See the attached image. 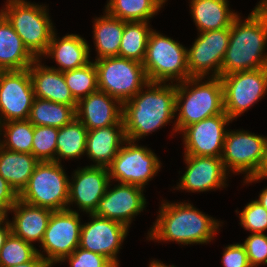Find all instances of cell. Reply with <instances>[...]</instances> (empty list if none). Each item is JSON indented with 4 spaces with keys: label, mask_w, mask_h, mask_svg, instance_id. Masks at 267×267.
<instances>
[{
    "label": "cell",
    "mask_w": 267,
    "mask_h": 267,
    "mask_svg": "<svg viewBox=\"0 0 267 267\" xmlns=\"http://www.w3.org/2000/svg\"><path fill=\"white\" fill-rule=\"evenodd\" d=\"M109 186L100 199L94 215L122 223L130 228L135 215L146 207V199L142 188L133 184L118 183L113 188Z\"/></svg>",
    "instance_id": "17"
},
{
    "label": "cell",
    "mask_w": 267,
    "mask_h": 267,
    "mask_svg": "<svg viewBox=\"0 0 267 267\" xmlns=\"http://www.w3.org/2000/svg\"><path fill=\"white\" fill-rule=\"evenodd\" d=\"M76 118L73 106L34 98L28 120L34 126H51L61 128Z\"/></svg>",
    "instance_id": "30"
},
{
    "label": "cell",
    "mask_w": 267,
    "mask_h": 267,
    "mask_svg": "<svg viewBox=\"0 0 267 267\" xmlns=\"http://www.w3.org/2000/svg\"><path fill=\"white\" fill-rule=\"evenodd\" d=\"M161 203L148 240L175 241L178 244H207L214 239L221 222L187 202Z\"/></svg>",
    "instance_id": "3"
},
{
    "label": "cell",
    "mask_w": 267,
    "mask_h": 267,
    "mask_svg": "<svg viewBox=\"0 0 267 267\" xmlns=\"http://www.w3.org/2000/svg\"><path fill=\"white\" fill-rule=\"evenodd\" d=\"M126 140L124 123L88 130L86 155L94 164L90 166L108 167Z\"/></svg>",
    "instance_id": "22"
},
{
    "label": "cell",
    "mask_w": 267,
    "mask_h": 267,
    "mask_svg": "<svg viewBox=\"0 0 267 267\" xmlns=\"http://www.w3.org/2000/svg\"><path fill=\"white\" fill-rule=\"evenodd\" d=\"M145 88L122 104L126 139L135 142L166 126L177 116L176 83L148 82Z\"/></svg>",
    "instance_id": "1"
},
{
    "label": "cell",
    "mask_w": 267,
    "mask_h": 267,
    "mask_svg": "<svg viewBox=\"0 0 267 267\" xmlns=\"http://www.w3.org/2000/svg\"><path fill=\"white\" fill-rule=\"evenodd\" d=\"M149 22H125L119 56L143 62L150 32Z\"/></svg>",
    "instance_id": "32"
},
{
    "label": "cell",
    "mask_w": 267,
    "mask_h": 267,
    "mask_svg": "<svg viewBox=\"0 0 267 267\" xmlns=\"http://www.w3.org/2000/svg\"><path fill=\"white\" fill-rule=\"evenodd\" d=\"M220 79L224 111L232 121L261 100L267 92V67L233 72L220 76Z\"/></svg>",
    "instance_id": "10"
},
{
    "label": "cell",
    "mask_w": 267,
    "mask_h": 267,
    "mask_svg": "<svg viewBox=\"0 0 267 267\" xmlns=\"http://www.w3.org/2000/svg\"><path fill=\"white\" fill-rule=\"evenodd\" d=\"M87 128L76 117L67 125L58 128L56 162L62 159L80 158L86 153Z\"/></svg>",
    "instance_id": "31"
},
{
    "label": "cell",
    "mask_w": 267,
    "mask_h": 267,
    "mask_svg": "<svg viewBox=\"0 0 267 267\" xmlns=\"http://www.w3.org/2000/svg\"><path fill=\"white\" fill-rule=\"evenodd\" d=\"M18 198L19 195L16 191L0 175V211L8 216V211L11 210Z\"/></svg>",
    "instance_id": "41"
},
{
    "label": "cell",
    "mask_w": 267,
    "mask_h": 267,
    "mask_svg": "<svg viewBox=\"0 0 267 267\" xmlns=\"http://www.w3.org/2000/svg\"><path fill=\"white\" fill-rule=\"evenodd\" d=\"M221 262L224 267H251L246 249L241 243L227 245Z\"/></svg>",
    "instance_id": "40"
},
{
    "label": "cell",
    "mask_w": 267,
    "mask_h": 267,
    "mask_svg": "<svg viewBox=\"0 0 267 267\" xmlns=\"http://www.w3.org/2000/svg\"><path fill=\"white\" fill-rule=\"evenodd\" d=\"M263 179H267V138H266L265 145H264L263 159H262L261 165L258 168V171L254 176L246 178L244 180V184L257 182Z\"/></svg>",
    "instance_id": "42"
},
{
    "label": "cell",
    "mask_w": 267,
    "mask_h": 267,
    "mask_svg": "<svg viewBox=\"0 0 267 267\" xmlns=\"http://www.w3.org/2000/svg\"><path fill=\"white\" fill-rule=\"evenodd\" d=\"M42 59H36L29 69L34 96L52 102L61 103L77 108V100L67 86L64 74L41 64Z\"/></svg>",
    "instance_id": "21"
},
{
    "label": "cell",
    "mask_w": 267,
    "mask_h": 267,
    "mask_svg": "<svg viewBox=\"0 0 267 267\" xmlns=\"http://www.w3.org/2000/svg\"><path fill=\"white\" fill-rule=\"evenodd\" d=\"M186 171L178 182V190L205 192L225 188L228 173L221 157L184 155Z\"/></svg>",
    "instance_id": "19"
},
{
    "label": "cell",
    "mask_w": 267,
    "mask_h": 267,
    "mask_svg": "<svg viewBox=\"0 0 267 267\" xmlns=\"http://www.w3.org/2000/svg\"><path fill=\"white\" fill-rule=\"evenodd\" d=\"M63 74L72 96L77 101L99 90L97 70L92 61L83 67L63 72Z\"/></svg>",
    "instance_id": "34"
},
{
    "label": "cell",
    "mask_w": 267,
    "mask_h": 267,
    "mask_svg": "<svg viewBox=\"0 0 267 267\" xmlns=\"http://www.w3.org/2000/svg\"><path fill=\"white\" fill-rule=\"evenodd\" d=\"M54 31L47 51L42 55L54 59L58 67L52 69L66 72L90 63V46L87 41L77 34H66L57 38Z\"/></svg>",
    "instance_id": "23"
},
{
    "label": "cell",
    "mask_w": 267,
    "mask_h": 267,
    "mask_svg": "<svg viewBox=\"0 0 267 267\" xmlns=\"http://www.w3.org/2000/svg\"><path fill=\"white\" fill-rule=\"evenodd\" d=\"M98 89L121 104L134 97L149 82L141 62L120 56L94 61Z\"/></svg>",
    "instance_id": "8"
},
{
    "label": "cell",
    "mask_w": 267,
    "mask_h": 267,
    "mask_svg": "<svg viewBox=\"0 0 267 267\" xmlns=\"http://www.w3.org/2000/svg\"><path fill=\"white\" fill-rule=\"evenodd\" d=\"M240 225L251 233H264L267 230V209L258 201L249 202L245 208L239 212Z\"/></svg>",
    "instance_id": "37"
},
{
    "label": "cell",
    "mask_w": 267,
    "mask_h": 267,
    "mask_svg": "<svg viewBox=\"0 0 267 267\" xmlns=\"http://www.w3.org/2000/svg\"><path fill=\"white\" fill-rule=\"evenodd\" d=\"M258 197L259 198L256 199V201H258L264 208L267 209V187L262 189Z\"/></svg>",
    "instance_id": "45"
},
{
    "label": "cell",
    "mask_w": 267,
    "mask_h": 267,
    "mask_svg": "<svg viewBox=\"0 0 267 267\" xmlns=\"http://www.w3.org/2000/svg\"><path fill=\"white\" fill-rule=\"evenodd\" d=\"M167 0H109L105 11L125 22H149Z\"/></svg>",
    "instance_id": "29"
},
{
    "label": "cell",
    "mask_w": 267,
    "mask_h": 267,
    "mask_svg": "<svg viewBox=\"0 0 267 267\" xmlns=\"http://www.w3.org/2000/svg\"><path fill=\"white\" fill-rule=\"evenodd\" d=\"M5 6L0 13L12 25L28 50L37 59L42 58L55 31L46 5L26 0H7Z\"/></svg>",
    "instance_id": "5"
},
{
    "label": "cell",
    "mask_w": 267,
    "mask_h": 267,
    "mask_svg": "<svg viewBox=\"0 0 267 267\" xmlns=\"http://www.w3.org/2000/svg\"><path fill=\"white\" fill-rule=\"evenodd\" d=\"M34 98L28 68L0 71V124L28 119Z\"/></svg>",
    "instance_id": "14"
},
{
    "label": "cell",
    "mask_w": 267,
    "mask_h": 267,
    "mask_svg": "<svg viewBox=\"0 0 267 267\" xmlns=\"http://www.w3.org/2000/svg\"><path fill=\"white\" fill-rule=\"evenodd\" d=\"M207 78L208 80H204V77H190L176 83L175 111L179 112L177 121L174 122V132H181L191 124L225 112L220 77Z\"/></svg>",
    "instance_id": "4"
},
{
    "label": "cell",
    "mask_w": 267,
    "mask_h": 267,
    "mask_svg": "<svg viewBox=\"0 0 267 267\" xmlns=\"http://www.w3.org/2000/svg\"><path fill=\"white\" fill-rule=\"evenodd\" d=\"M93 29L94 45L97 51L95 60L119 56L125 21L105 11L103 16L94 19Z\"/></svg>",
    "instance_id": "28"
},
{
    "label": "cell",
    "mask_w": 267,
    "mask_h": 267,
    "mask_svg": "<svg viewBox=\"0 0 267 267\" xmlns=\"http://www.w3.org/2000/svg\"><path fill=\"white\" fill-rule=\"evenodd\" d=\"M36 59L0 13V71L27 69Z\"/></svg>",
    "instance_id": "25"
},
{
    "label": "cell",
    "mask_w": 267,
    "mask_h": 267,
    "mask_svg": "<svg viewBox=\"0 0 267 267\" xmlns=\"http://www.w3.org/2000/svg\"><path fill=\"white\" fill-rule=\"evenodd\" d=\"M267 8H254L245 20L239 14L230 26V40L221 76L267 67Z\"/></svg>",
    "instance_id": "2"
},
{
    "label": "cell",
    "mask_w": 267,
    "mask_h": 267,
    "mask_svg": "<svg viewBox=\"0 0 267 267\" xmlns=\"http://www.w3.org/2000/svg\"><path fill=\"white\" fill-rule=\"evenodd\" d=\"M76 117L87 130L116 125L122 119V104L98 90L77 102Z\"/></svg>",
    "instance_id": "20"
},
{
    "label": "cell",
    "mask_w": 267,
    "mask_h": 267,
    "mask_svg": "<svg viewBox=\"0 0 267 267\" xmlns=\"http://www.w3.org/2000/svg\"><path fill=\"white\" fill-rule=\"evenodd\" d=\"M64 170L55 161L39 162L19 199L52 211L67 209L70 181Z\"/></svg>",
    "instance_id": "7"
},
{
    "label": "cell",
    "mask_w": 267,
    "mask_h": 267,
    "mask_svg": "<svg viewBox=\"0 0 267 267\" xmlns=\"http://www.w3.org/2000/svg\"><path fill=\"white\" fill-rule=\"evenodd\" d=\"M123 145L107 167L110 180L144 188L160 171L161 162L150 148L135 141L126 139Z\"/></svg>",
    "instance_id": "9"
},
{
    "label": "cell",
    "mask_w": 267,
    "mask_h": 267,
    "mask_svg": "<svg viewBox=\"0 0 267 267\" xmlns=\"http://www.w3.org/2000/svg\"><path fill=\"white\" fill-rule=\"evenodd\" d=\"M9 267H52L40 254H36L30 261Z\"/></svg>",
    "instance_id": "43"
},
{
    "label": "cell",
    "mask_w": 267,
    "mask_h": 267,
    "mask_svg": "<svg viewBox=\"0 0 267 267\" xmlns=\"http://www.w3.org/2000/svg\"><path fill=\"white\" fill-rule=\"evenodd\" d=\"M6 217V215L0 211V222Z\"/></svg>",
    "instance_id": "48"
},
{
    "label": "cell",
    "mask_w": 267,
    "mask_h": 267,
    "mask_svg": "<svg viewBox=\"0 0 267 267\" xmlns=\"http://www.w3.org/2000/svg\"><path fill=\"white\" fill-rule=\"evenodd\" d=\"M39 161L33 154L8 150L0 145V175L19 195Z\"/></svg>",
    "instance_id": "27"
},
{
    "label": "cell",
    "mask_w": 267,
    "mask_h": 267,
    "mask_svg": "<svg viewBox=\"0 0 267 267\" xmlns=\"http://www.w3.org/2000/svg\"><path fill=\"white\" fill-rule=\"evenodd\" d=\"M69 182V198L67 208L76 203L79 210L93 214L100 199L106 193L109 183L107 167L86 166L77 168Z\"/></svg>",
    "instance_id": "18"
},
{
    "label": "cell",
    "mask_w": 267,
    "mask_h": 267,
    "mask_svg": "<svg viewBox=\"0 0 267 267\" xmlns=\"http://www.w3.org/2000/svg\"><path fill=\"white\" fill-rule=\"evenodd\" d=\"M232 120L224 112L185 127L184 155L221 157L226 135V125Z\"/></svg>",
    "instance_id": "16"
},
{
    "label": "cell",
    "mask_w": 267,
    "mask_h": 267,
    "mask_svg": "<svg viewBox=\"0 0 267 267\" xmlns=\"http://www.w3.org/2000/svg\"><path fill=\"white\" fill-rule=\"evenodd\" d=\"M8 217L6 216L1 222H0V250L4 246L8 236L12 233L11 224ZM8 220V221H7Z\"/></svg>",
    "instance_id": "44"
},
{
    "label": "cell",
    "mask_w": 267,
    "mask_h": 267,
    "mask_svg": "<svg viewBox=\"0 0 267 267\" xmlns=\"http://www.w3.org/2000/svg\"><path fill=\"white\" fill-rule=\"evenodd\" d=\"M58 128L34 126L32 154L39 161L56 162V143Z\"/></svg>",
    "instance_id": "36"
},
{
    "label": "cell",
    "mask_w": 267,
    "mask_h": 267,
    "mask_svg": "<svg viewBox=\"0 0 267 267\" xmlns=\"http://www.w3.org/2000/svg\"><path fill=\"white\" fill-rule=\"evenodd\" d=\"M91 221L82 224L79 247L108 258L119 267L117 254L128 235V227L120 222L89 214Z\"/></svg>",
    "instance_id": "15"
},
{
    "label": "cell",
    "mask_w": 267,
    "mask_h": 267,
    "mask_svg": "<svg viewBox=\"0 0 267 267\" xmlns=\"http://www.w3.org/2000/svg\"><path fill=\"white\" fill-rule=\"evenodd\" d=\"M9 212H13L10 221L12 233L24 241L40 242L43 239L52 210L34 206L19 198Z\"/></svg>",
    "instance_id": "24"
},
{
    "label": "cell",
    "mask_w": 267,
    "mask_h": 267,
    "mask_svg": "<svg viewBox=\"0 0 267 267\" xmlns=\"http://www.w3.org/2000/svg\"><path fill=\"white\" fill-rule=\"evenodd\" d=\"M187 49L190 77H220L222 62L230 40V28L205 31ZM206 76V77H205Z\"/></svg>",
    "instance_id": "13"
},
{
    "label": "cell",
    "mask_w": 267,
    "mask_h": 267,
    "mask_svg": "<svg viewBox=\"0 0 267 267\" xmlns=\"http://www.w3.org/2000/svg\"><path fill=\"white\" fill-rule=\"evenodd\" d=\"M256 8H267V0H261L256 5Z\"/></svg>",
    "instance_id": "47"
},
{
    "label": "cell",
    "mask_w": 267,
    "mask_h": 267,
    "mask_svg": "<svg viewBox=\"0 0 267 267\" xmlns=\"http://www.w3.org/2000/svg\"><path fill=\"white\" fill-rule=\"evenodd\" d=\"M37 254L33 244L11 233L0 250V267H9L30 261Z\"/></svg>",
    "instance_id": "35"
},
{
    "label": "cell",
    "mask_w": 267,
    "mask_h": 267,
    "mask_svg": "<svg viewBox=\"0 0 267 267\" xmlns=\"http://www.w3.org/2000/svg\"><path fill=\"white\" fill-rule=\"evenodd\" d=\"M228 0H191L190 11L199 33L230 28L238 15L229 9Z\"/></svg>",
    "instance_id": "26"
},
{
    "label": "cell",
    "mask_w": 267,
    "mask_h": 267,
    "mask_svg": "<svg viewBox=\"0 0 267 267\" xmlns=\"http://www.w3.org/2000/svg\"><path fill=\"white\" fill-rule=\"evenodd\" d=\"M149 267H176L174 265L169 266L166 265L165 263L163 264V262H159V260H152L149 264Z\"/></svg>",
    "instance_id": "46"
},
{
    "label": "cell",
    "mask_w": 267,
    "mask_h": 267,
    "mask_svg": "<svg viewBox=\"0 0 267 267\" xmlns=\"http://www.w3.org/2000/svg\"><path fill=\"white\" fill-rule=\"evenodd\" d=\"M68 261L71 267H116L108 258L83 248L77 247L71 255L61 262Z\"/></svg>",
    "instance_id": "39"
},
{
    "label": "cell",
    "mask_w": 267,
    "mask_h": 267,
    "mask_svg": "<svg viewBox=\"0 0 267 267\" xmlns=\"http://www.w3.org/2000/svg\"><path fill=\"white\" fill-rule=\"evenodd\" d=\"M251 267L267 264V235L264 233H251L244 243Z\"/></svg>",
    "instance_id": "38"
},
{
    "label": "cell",
    "mask_w": 267,
    "mask_h": 267,
    "mask_svg": "<svg viewBox=\"0 0 267 267\" xmlns=\"http://www.w3.org/2000/svg\"><path fill=\"white\" fill-rule=\"evenodd\" d=\"M266 138L245 130H227L221 156L226 171L246 174L245 179L254 176L263 159Z\"/></svg>",
    "instance_id": "12"
},
{
    "label": "cell",
    "mask_w": 267,
    "mask_h": 267,
    "mask_svg": "<svg viewBox=\"0 0 267 267\" xmlns=\"http://www.w3.org/2000/svg\"><path fill=\"white\" fill-rule=\"evenodd\" d=\"M79 216L72 208L52 212L40 244L42 252L47 255L37 250L51 266L60 263L79 247L82 228Z\"/></svg>",
    "instance_id": "11"
},
{
    "label": "cell",
    "mask_w": 267,
    "mask_h": 267,
    "mask_svg": "<svg viewBox=\"0 0 267 267\" xmlns=\"http://www.w3.org/2000/svg\"><path fill=\"white\" fill-rule=\"evenodd\" d=\"M187 49L178 41L153 29L142 62L148 81L179 83L189 79Z\"/></svg>",
    "instance_id": "6"
},
{
    "label": "cell",
    "mask_w": 267,
    "mask_h": 267,
    "mask_svg": "<svg viewBox=\"0 0 267 267\" xmlns=\"http://www.w3.org/2000/svg\"><path fill=\"white\" fill-rule=\"evenodd\" d=\"M33 132L34 125L28 119L3 122L0 135L3 134L5 140L0 139V145L11 151L32 154Z\"/></svg>",
    "instance_id": "33"
}]
</instances>
